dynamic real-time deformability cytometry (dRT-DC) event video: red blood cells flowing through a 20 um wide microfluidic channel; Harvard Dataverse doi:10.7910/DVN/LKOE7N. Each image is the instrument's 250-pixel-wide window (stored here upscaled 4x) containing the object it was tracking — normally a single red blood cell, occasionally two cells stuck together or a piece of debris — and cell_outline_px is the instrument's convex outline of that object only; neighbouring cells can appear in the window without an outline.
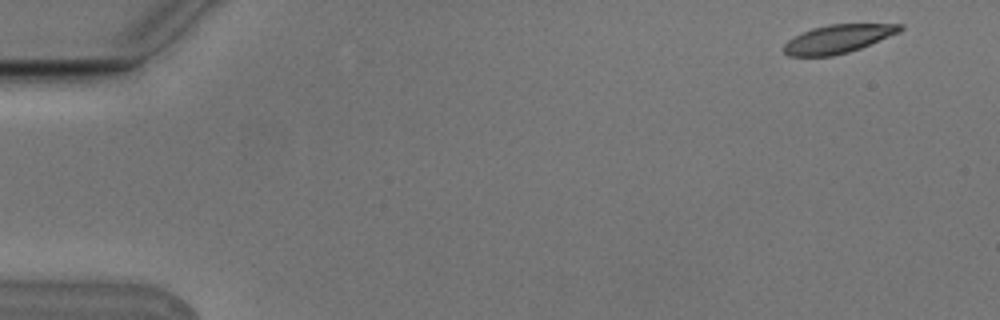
{"species": "Egyptian fruit bat (a non-hibernating species)", "species_latin": "Rousettus aegyptiacus", "temperature_condition": "cold", "stored_images_in_passage": 4, "camera_frame_rate_fps": 3000, "um_per_image_px": 0.085, "animal": {"sex": "male"}, "frame": {"image": 1, "passage_image": 1, "time_ms": 0.0, "image_size_px": [1000, 320], "cell_outline_px": [[904, 28], [900, 32], [860, 48], [848, 52], [832, 56], [788, 56], [784, 52], [784, 44], [788, 40], [812, 28], [828, 24], [904, 24]], "centroid_in_image_um": [71.25, 3.3], "position_along_channel_um": 13.8, "area_um2": 19.07}}